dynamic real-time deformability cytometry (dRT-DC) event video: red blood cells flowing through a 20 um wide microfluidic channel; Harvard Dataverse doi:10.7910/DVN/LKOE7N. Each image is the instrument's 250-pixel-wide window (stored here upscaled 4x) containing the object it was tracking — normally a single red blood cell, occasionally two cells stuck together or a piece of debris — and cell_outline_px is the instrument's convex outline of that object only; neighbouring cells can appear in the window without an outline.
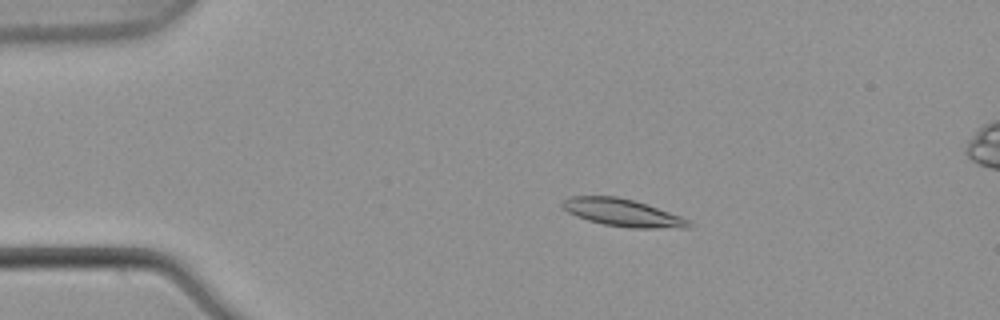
{"species": "common noctule bat (a hibernating species)", "species_latin": "Nyctalus noctula", "temperature_condition": "warm", "stored_images_in_passage": 5, "segment_of_instrument_passage": [1, 2], "camera_frame_rate_fps": 3000, "um_per_image_px": 0.085, "animal": {"sex": "male", "body_mass_g": 21.5, "forearm_length_mm": 52.0}, "frame": {"image": 1, "passage_image": 3, "time_ms": 0.667, "image_size_px": [1000, 320], "cell_outline_px": [[692, 228], [632, 228], [604, 224], [588, 220], [576, 216], [568, 212], [560, 204], [568, 196], [616, 196], [632, 200], [680, 216], [688, 220], [692, 224]], "centroid_in_image_um": [52.9, 18.08], "position_along_channel_um": 32.1, "area_um2": 19.94}}